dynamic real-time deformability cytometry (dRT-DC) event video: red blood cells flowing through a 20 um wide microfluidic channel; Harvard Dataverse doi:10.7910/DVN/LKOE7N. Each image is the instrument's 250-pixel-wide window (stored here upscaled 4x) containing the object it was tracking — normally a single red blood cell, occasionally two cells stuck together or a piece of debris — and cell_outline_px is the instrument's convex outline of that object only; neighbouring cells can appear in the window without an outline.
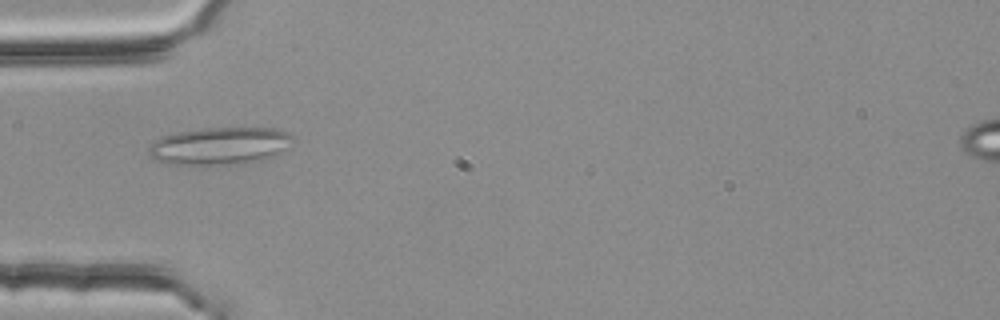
{"species": "common noctule bat (a hibernating species)", "species_latin": "Nyctalus noctula", "temperature_condition": "room temperature", "stored_images_in_passage": 5, "camera_frame_rate_fps": 3000, "um_per_image_px": 0.085, "animal": {"sex": "female", "body_mass_g": 25.1}, "frame": {"image": 1, "passage_image": 4, "time_ms": 1.0, "image_size_px": [1000, 320], "cell_outline_px": [[296, 136], [292, 148], [268, 160], [236, 164], [172, 164], [156, 160], [148, 152], [148, 148], [160, 136], [180, 132], [204, 128], [280, 128], [292, 132]], "centroid_in_image_um": [18.86, 12.39], "position_along_channel_um": 66.1, "area_um2": 32.19}}